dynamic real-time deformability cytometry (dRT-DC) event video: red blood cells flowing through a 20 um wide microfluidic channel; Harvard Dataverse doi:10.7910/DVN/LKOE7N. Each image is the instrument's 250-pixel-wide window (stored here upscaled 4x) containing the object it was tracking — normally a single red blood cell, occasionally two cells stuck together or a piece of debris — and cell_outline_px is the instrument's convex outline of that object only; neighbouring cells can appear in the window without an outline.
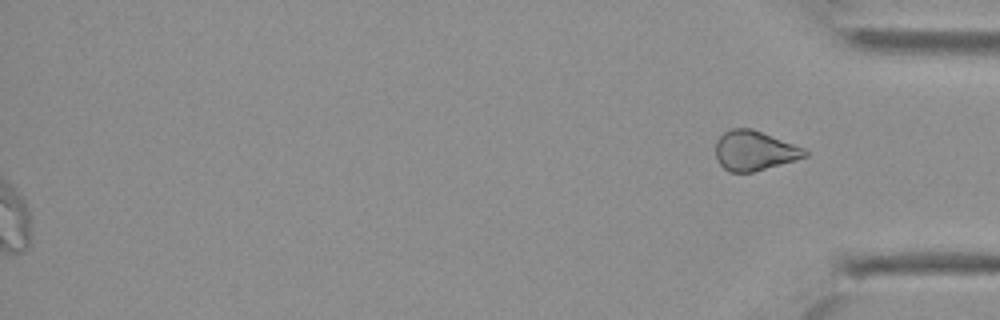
{"species": "Egyptian fruit bat (a non-hibernating species)", "species_latin": "Rousettus aegyptiacus", "temperature_condition": "cold", "stored_images_in_passage": 35, "segment_of_instrument_passage": [2, 2], "camera_frame_rate_fps": 3000, "um_per_image_px": 0.085, "animal": {"sex": "female"}, "frame": {"image": 1, "passage_image": 35, "time_ms": 11.333, "image_size_px": [1000, 320], "cell_outline_px": [[808, 156], [752, 172], [728, 172], [716, 160], [716, 140], [724, 132], [732, 128], [752, 128], [804, 148], [808, 152]], "centroid_in_image_um": [64.09, 12.8], "position_along_channel_um": 371.1, "area_um2": 20.52}}